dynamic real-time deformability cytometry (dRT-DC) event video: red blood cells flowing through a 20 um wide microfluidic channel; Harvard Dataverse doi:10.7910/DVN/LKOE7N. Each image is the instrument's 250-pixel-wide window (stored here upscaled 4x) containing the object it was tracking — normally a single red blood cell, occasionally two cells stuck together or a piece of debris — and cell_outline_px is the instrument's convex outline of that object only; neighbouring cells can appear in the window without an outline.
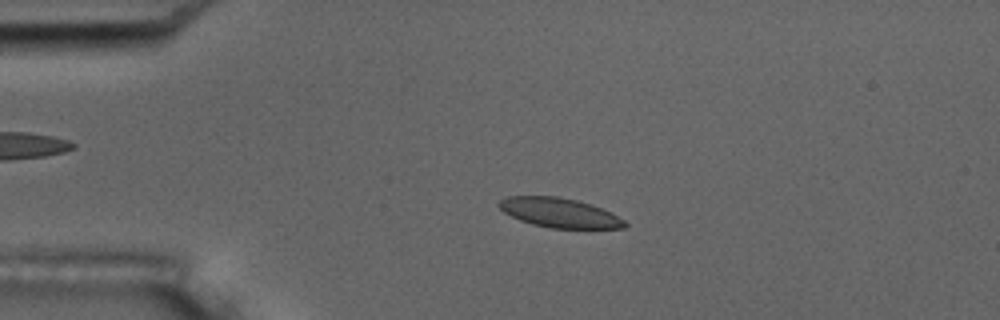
{"species": "common noctule bat (a hibernating species)", "species_latin": "Nyctalus noctula", "temperature_condition": "room temperature", "stored_images_in_passage": 55, "camera_frame_rate_fps": 3000, "um_per_image_px": 0.085, "animal": {"sex": "male", "body_mass_g": 17.5, "forearm_length_mm": 52.3}, "frame": {"image": 1, "passage_image": 12, "time_ms": 3.667, "image_size_px": [1000, 320], "cell_outline_px": [[628, 224], [624, 228], [552, 228], [532, 224], [520, 220], [504, 212], [496, 204], [500, 200], [508, 196], [556, 196], [576, 200], [592, 204], [624, 220]], "centroid_in_image_um": [47.52, 18.08], "position_along_channel_um": 37.5, "area_um2": 21.39}}
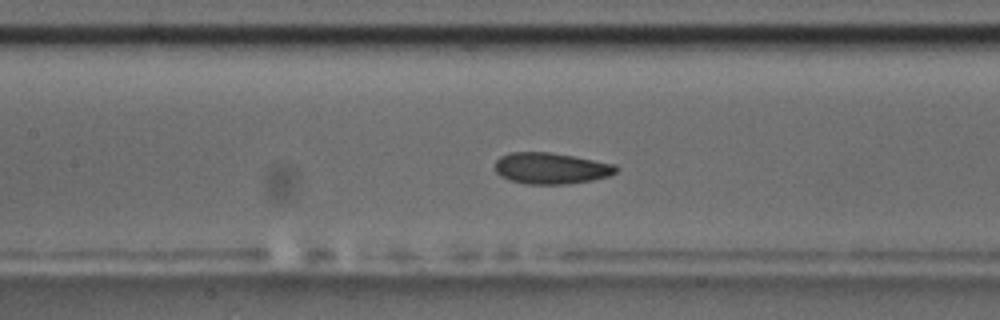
{"frame": {"image": 2, "passage_image": 25, "time_ms": 8.0, "image_size_px": [1000, 320], "cell_outline_px": [[620, 168], [616, 172], [608, 176], [592, 180], [568, 184], [524, 184], [508, 180], [500, 176], [496, 172], [496, 160], [500, 156], [508, 152], [548, 152], [572, 156], [616, 164]], "centroid_in_image_um": [46.82, 14.31], "position_along_channel_um": 160.6, "area_um2": 22.2}}
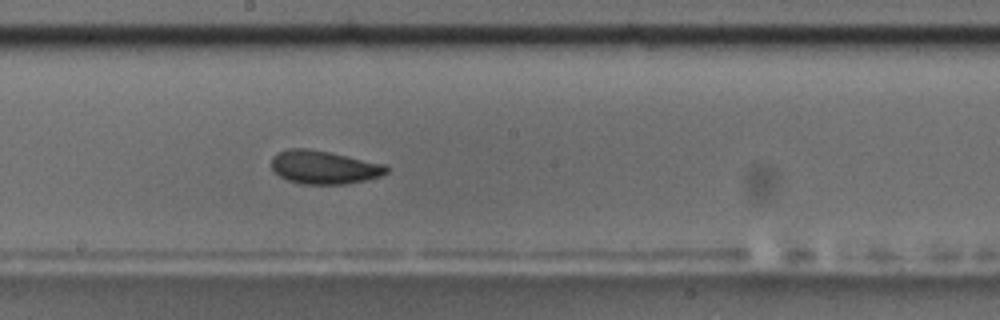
{"frame": {"image": 3, "passage_image": 30, "time_ms": 9.667, "image_size_px": [1000, 320], "cell_outline_px": [[388, 172], [380, 176], [364, 180], [344, 184], [300, 184], [288, 180], [280, 176], [272, 168], [272, 156], [276, 152], [288, 148], [308, 148], [328, 152], [384, 164], [388, 168]], "centroid_in_image_um": [27.5, 14.21], "position_along_channel_um": 220.7, "area_um2": 22.2}, "authors_computed_cell_mechanics": {"area_um2": 22.1952, "velocity_mm_per_s": 3.6418, "shape_relaxation_time_tau1_ms": 3.9938, "shape_relaxation_time_tau2_ms": 3.0441, "deformation_change_tau1": 0.0826, "deformation_change_tau2": 0.0842}}